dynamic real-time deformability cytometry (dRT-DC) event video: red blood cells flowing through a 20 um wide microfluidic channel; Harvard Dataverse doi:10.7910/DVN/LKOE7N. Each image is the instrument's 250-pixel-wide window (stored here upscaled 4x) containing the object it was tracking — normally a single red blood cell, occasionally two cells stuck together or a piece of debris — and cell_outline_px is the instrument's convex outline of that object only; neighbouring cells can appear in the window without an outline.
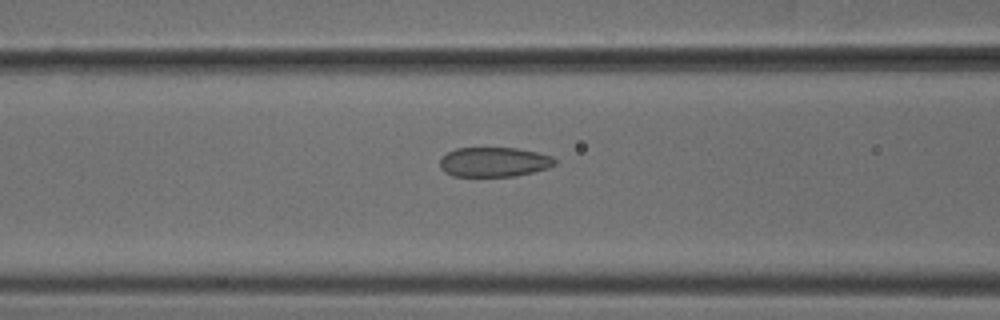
{"species": "common noctule bat (a hibernating species)", "species_latin": "Nyctalus noctula", "temperature_condition": "cold", "stored_images_in_passage": 15, "camera_frame_rate_fps": 3000, "um_per_image_px": 0.085, "animal": {"sex": "male", "body_mass_g": 18.8}, "frame": {"image": 1, "passage_image": 13, "time_ms": 4.0, "image_size_px": [1000, 320], "cell_outline_px": [[556, 164], [548, 168], [516, 176], [452, 176], [444, 172], [440, 168], [440, 160], [448, 152], [456, 148], [516, 148], [536, 152], [552, 156], [556, 160]], "centroid_in_image_um": [41.99, 13.77], "position_along_channel_um": 124.6, "area_um2": 19.83}}